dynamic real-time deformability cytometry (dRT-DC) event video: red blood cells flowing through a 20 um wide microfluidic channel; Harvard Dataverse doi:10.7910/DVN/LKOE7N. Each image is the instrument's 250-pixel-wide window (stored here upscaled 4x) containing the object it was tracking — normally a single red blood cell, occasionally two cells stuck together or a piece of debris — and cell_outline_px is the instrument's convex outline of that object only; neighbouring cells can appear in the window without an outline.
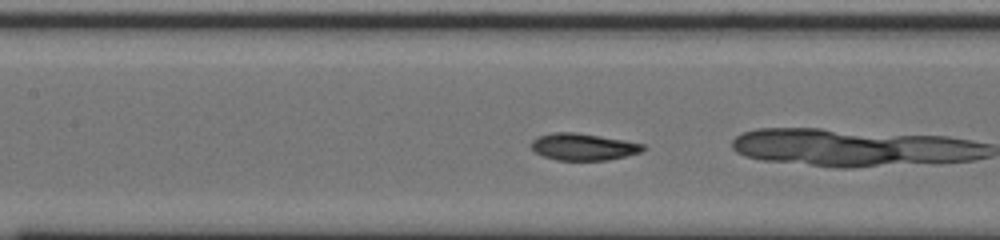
{"species": "common noctule bat (a hibernating species)", "species_latin": "Nyctalus noctula", "temperature_condition": "cold", "stored_images_in_passage": 18, "camera_frame_rate_fps": 3000, "um_per_image_px": 0.085, "animal": {"sex": "male", "body_mass_g": 20.0, "forearm_length_mm": 53.3}, "frame": {"image": 1, "passage_image": 14, "time_ms": 4.333, "image_size_px": [1000, 240], "cell_outline_px": [[648, 148], [640, 152], [608, 160], [556, 160], [544, 156], [536, 152], [532, 148], [532, 140], [536, 136], [552, 132], [576, 132], [624, 140], [644, 144]], "centroid_in_image_um": [49.58, 12.47], "position_along_channel_um": 157.8, "area_um2": 17.51}}
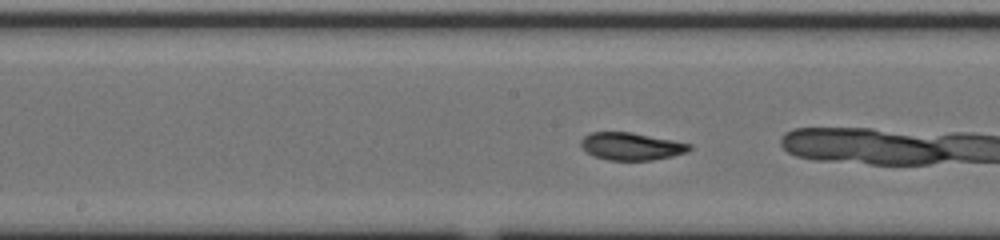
{"frame": {"image": 2, "passage_image": 17, "time_ms": 5.333, "image_size_px": [1000, 240], "cell_outline_px": [[692, 148], [688, 152], [672, 156], [652, 160], [608, 160], [592, 156], [580, 144], [580, 140], [584, 136], [592, 132], [632, 132], [692, 144]], "centroid_in_image_um": [53.67, 12.44], "position_along_channel_um": 194.5, "area_um2": 17.4}}